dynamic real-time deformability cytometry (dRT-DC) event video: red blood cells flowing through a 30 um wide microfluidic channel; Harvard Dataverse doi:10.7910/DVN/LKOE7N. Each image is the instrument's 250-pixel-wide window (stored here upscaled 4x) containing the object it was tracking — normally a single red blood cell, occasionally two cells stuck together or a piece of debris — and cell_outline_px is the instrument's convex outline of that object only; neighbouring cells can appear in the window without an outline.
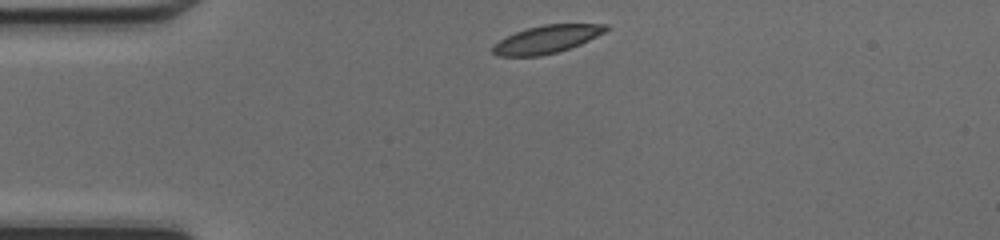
{"species": "common noctule bat (a hibernating species)", "species_latin": "Nyctalus noctula", "temperature_condition": "cold", "stored_images_in_passage": 38, "camera_frame_rate_fps": 3000, "um_per_image_px": 0.085, "animal": {"sex": "female", "body_mass_g": 17.0, "forearm_length_mm": 48.0}, "frame": {"image": 1, "passage_image": 1, "time_ms": 0.0, "image_size_px": [1000, 240], "cell_outline_px": [[608, 28], [604, 32], [580, 44], [556, 52], [540, 56], [496, 56], [492, 52], [492, 48], [500, 40], [516, 32], [528, 28], [544, 24], [608, 24]], "centroid_in_image_um": [46.46, 3.34], "position_along_channel_um": 38.5, "area_um2": 17.98}}
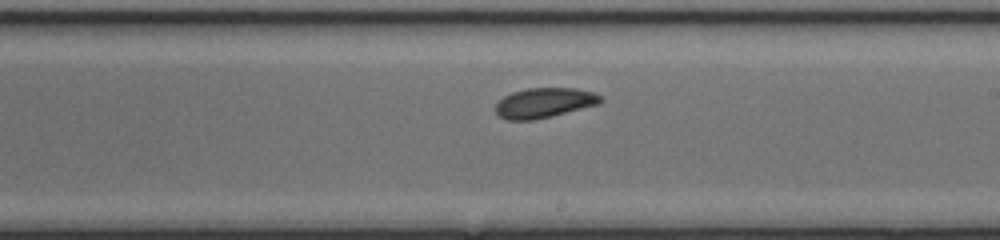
{"frame": {"image": 2, "passage_image": 18, "time_ms": 5.667, "image_size_px": [1000, 240], "cell_outline_px": [[604, 100], [600, 104], [552, 116], [532, 120], [508, 120], [500, 116], [496, 112], [496, 104], [504, 96], [512, 92], [528, 88], [576, 88], [592, 92], [600, 96]], "centroid_in_image_um": [46.28, 8.74], "position_along_channel_um": 242.7, "area_um2": 18.26}}
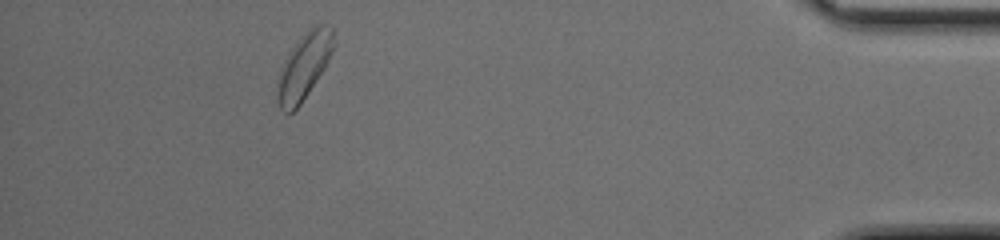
{"frame": {"image": 3, "passage_image": 34, "time_ms": 11.0, "image_size_px": [1000, 240], "cell_outline_px": [[336, 44], [324, 68], [300, 104], [288, 116], [280, 108], [276, 100], [276, 84], [280, 68], [288, 52], [300, 36], [316, 24], [324, 24], [332, 28]], "centroid_in_image_um": [25.81, 5.63], "position_along_channel_um": 409.4, "area_um2": 21.91}, "authors_computed_cell_mechanics": {"area_um2": 18.6405, "velocity_mm_per_s": 4.2069, "shape_relaxation_time_tau1_ms": 2.4669, "shape_relaxation_time_tau2_ms": null, "deformation_change_tau1": 0.1001, "deformation_change_tau2": null}}